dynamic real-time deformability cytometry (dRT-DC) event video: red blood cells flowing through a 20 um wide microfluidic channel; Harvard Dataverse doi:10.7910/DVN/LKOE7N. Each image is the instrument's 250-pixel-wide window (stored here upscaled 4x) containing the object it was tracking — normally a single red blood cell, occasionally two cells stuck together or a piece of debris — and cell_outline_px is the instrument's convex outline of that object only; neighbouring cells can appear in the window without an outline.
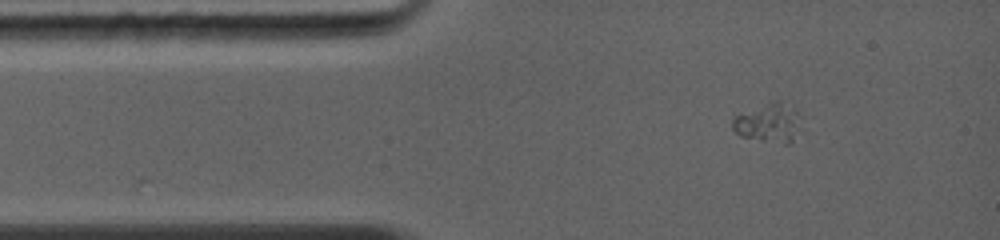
{"species": "common noctule bat (a hibernating species)", "species_latin": "Nyctalus noctula", "temperature_condition": "warm", "stored_images_in_passage": 37, "segment_of_instrument_passage": [1, 2], "camera_frame_rate_fps": 5000, "um_per_image_px": 0.085, "animal": {"sex": "female", "body_mass_g": 19.0, "forearm_length_mm": 56.7}, "frame": {"image": 1, "passage_image": 1, "time_ms": 0.0, "image_size_px": [1000, 240], "cell_outline_px": [[796, 112], [780, 128], [764, 140], [760, 140], [740, 136], [732, 128], [732, 120], [736, 116], [768, 100], [784, 100], [796, 108]], "centroid_in_image_um": [64.88, 10.15], "position_along_channel_um": 20.1, "area_um2": 12.02}}
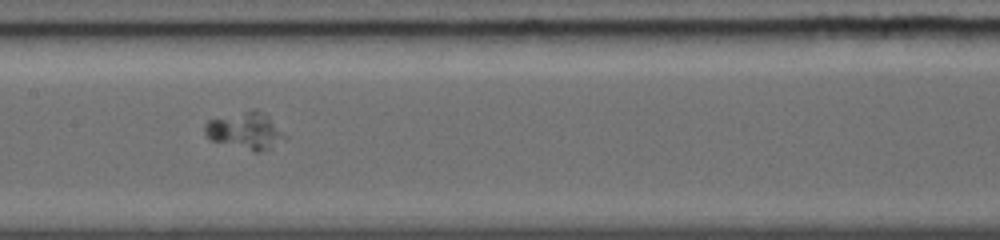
{"frame": {"image": 2, "passage_image": 11, "time_ms": 4.6, "image_size_px": [1000, 240], "cell_outline_px": [[288, 136], [272, 148], [256, 152], [212, 140], [204, 132], [204, 124], [208, 120], [252, 108], [256, 108], [264, 112]], "centroid_in_image_um": [20.88, 11.08], "position_along_channel_um": 186.5, "area_um2": 17.28}}
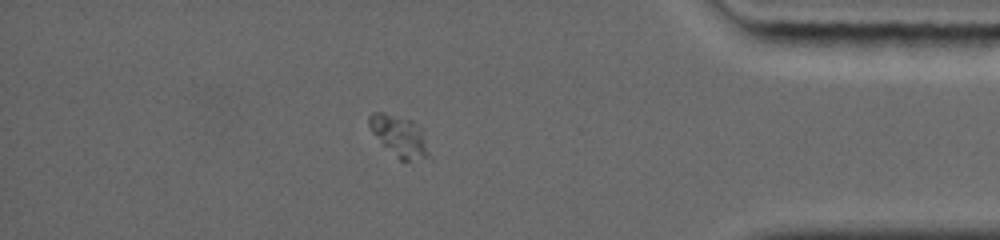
{"frame": {"image": 3, "passage_image": 27, "time_ms": 10.2, "image_size_px": [1000, 240], "cell_outline_px": [[432, 160], [400, 160], [372, 132], [368, 124], [368, 116], [372, 112], [384, 112], [412, 120], [420, 128], [432, 156]], "centroid_in_image_um": [33.99, 11.58], "position_along_channel_um": 401.2, "area_um2": 14.28}}